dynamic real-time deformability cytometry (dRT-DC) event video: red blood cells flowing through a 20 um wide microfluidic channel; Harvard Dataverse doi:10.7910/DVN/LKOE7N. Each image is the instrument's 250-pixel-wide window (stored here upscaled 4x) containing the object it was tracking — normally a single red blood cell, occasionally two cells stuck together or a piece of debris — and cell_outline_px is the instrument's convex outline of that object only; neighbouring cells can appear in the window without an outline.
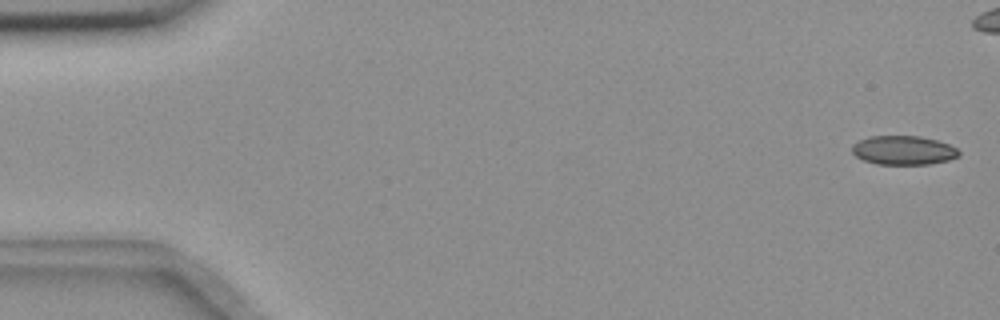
{"species": "common noctule bat (a hibernating species)", "species_latin": "Nyctalus noctula", "temperature_condition": "room temperature", "stored_images_in_passage": 9, "camera_frame_rate_fps": 3000, "um_per_image_px": 0.085, "animal": {"sex": "female", "body_mass_g": 18.4}, "frame": {"image": 1, "passage_image": 2, "time_ms": 0.333, "image_size_px": [1000, 320], "cell_outline_px": [[960, 156], [948, 160], [928, 164], [876, 164], [864, 160], [856, 156], [852, 152], [852, 144], [868, 136], [920, 136], [936, 140], [948, 144], [956, 148], [960, 152]], "centroid_in_image_um": [76.78, 12.77], "position_along_channel_um": 8.2, "area_um2": 18.03}}